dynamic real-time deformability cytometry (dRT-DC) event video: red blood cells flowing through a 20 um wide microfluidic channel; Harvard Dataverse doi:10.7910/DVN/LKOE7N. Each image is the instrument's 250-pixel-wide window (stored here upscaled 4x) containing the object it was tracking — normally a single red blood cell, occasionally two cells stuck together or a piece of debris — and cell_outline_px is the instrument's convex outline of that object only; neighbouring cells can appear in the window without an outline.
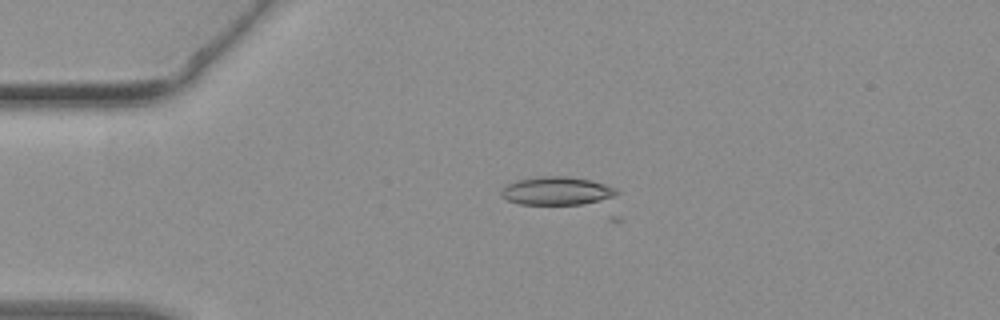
{"species": "common noctule bat (a hibernating species)", "species_latin": "Nyctalus noctula", "temperature_condition": "warm", "stored_images_in_passage": 2, "camera_frame_rate_fps": 3000, "um_per_image_px": 0.085, "animal": {"sex": "female", "body_mass_g": 19.3, "forearm_length_mm": 54.1}, "frame": {"image": 1, "passage_image": 1, "time_ms": 0.0, "image_size_px": [1000, 320], "cell_outline_px": [[620, 192], [612, 196], [600, 200], [580, 204], [520, 204], [508, 200], [500, 196], [500, 192], [508, 184], [516, 180], [536, 176], [568, 176], [588, 180], [604, 184], [616, 188]], "centroid_in_image_um": [47.28, 16.21], "position_along_channel_um": 37.7, "area_um2": 18.79}}